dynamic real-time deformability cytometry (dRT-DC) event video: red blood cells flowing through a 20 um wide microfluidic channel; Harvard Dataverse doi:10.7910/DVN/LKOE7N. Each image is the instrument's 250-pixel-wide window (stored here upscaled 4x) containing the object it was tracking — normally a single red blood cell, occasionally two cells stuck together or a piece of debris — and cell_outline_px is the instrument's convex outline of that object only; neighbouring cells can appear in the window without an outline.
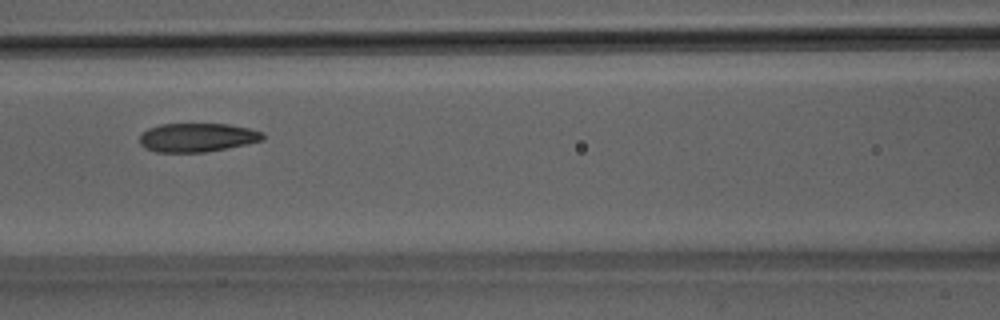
{"species": "Egyptian fruit bat (a non-hibernating species)", "species_latin": "Rousettus aegyptiacus", "temperature_condition": "room temperature", "stored_images_in_passage": 49, "camera_frame_rate_fps": 3000, "um_per_image_px": 0.085, "animal": {"sex": "male"}, "frame": {"image": 1, "passage_image": 21, "time_ms": 6.667, "image_size_px": [1000, 320], "cell_outline_px": [[264, 140], [228, 148], [204, 152], [156, 152], [140, 144], [140, 136], [148, 128], [160, 124], [228, 124], [248, 128], [264, 132]], "centroid_in_image_um": [16.79, 11.68], "position_along_channel_um": 149.8, "area_um2": 20.58}}
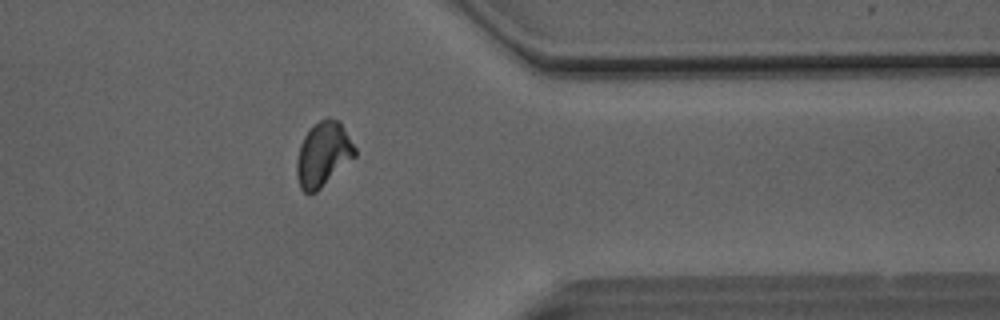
{"frame": {"image": 2, "passage_image": 39, "time_ms": 12.667, "image_size_px": [1000, 320], "cell_outline_px": [[356, 156], [316, 192], [304, 192], [300, 188], [296, 176], [296, 160], [300, 144], [304, 136], [320, 120], [328, 116], [340, 120], [356, 148]], "centroid_in_image_um": [27.47, 13.1], "position_along_channel_um": 383.9, "area_um2": 21.91}}
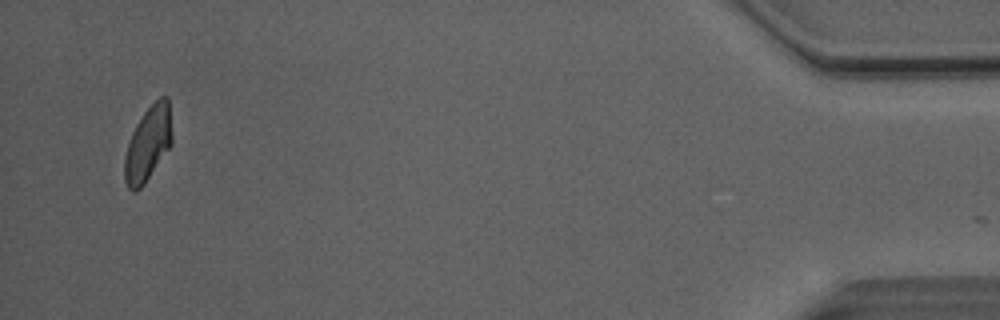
{"frame": {"image": 3, "passage_image": 47, "time_ms": 15.333, "image_size_px": [1000, 320], "cell_outline_px": [[172, 144], [144, 184], [136, 192], [132, 192], [128, 188], [124, 180], [124, 156], [132, 132], [136, 124], [144, 112], [160, 96], [168, 96], [172, 136]], "centroid_in_image_um": [12.57, 12.23], "position_along_channel_um": 422.6, "area_um2": 20.63}, "authors_computed_cell_mechanics": {"area_um2": 21.5594, "velocity_mm_per_s": 4.095, "shape_relaxation_time_tau1_ms": 6.4636, "shape_relaxation_time_tau2_ms": 1.9002, "deformation_change_tau1": 0.1632, "deformation_change_tau2": 0.072}}